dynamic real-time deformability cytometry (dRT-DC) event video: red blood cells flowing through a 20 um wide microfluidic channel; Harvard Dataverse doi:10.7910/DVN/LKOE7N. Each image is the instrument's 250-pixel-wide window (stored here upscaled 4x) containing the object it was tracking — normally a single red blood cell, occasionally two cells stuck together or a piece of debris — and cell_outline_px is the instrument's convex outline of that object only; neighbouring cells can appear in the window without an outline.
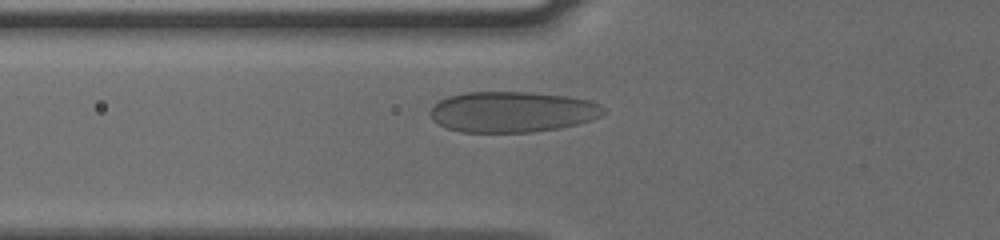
{"species": "human", "species_latin": "Homo sapiens", "temperature_condition": "cold", "stored_images_in_passage": 31, "camera_frame_rate_fps": 3000, "um_per_image_px": 0.085, "donor": {"sex": "male"}, "frame": {"image": 1, "passage_image": 2, "time_ms": 0.333, "image_size_px": [1000, 240], "cell_outline_px": [[608, 112], [592, 120], [560, 128], [532, 132], [460, 132], [448, 128], [432, 120], [428, 112], [432, 104], [448, 96], [464, 92], [528, 92], [568, 96], [588, 100], [600, 104]], "centroid_in_image_um": [43.53, 9.5], "position_along_channel_um": 82.3, "area_um2": 41.5}}
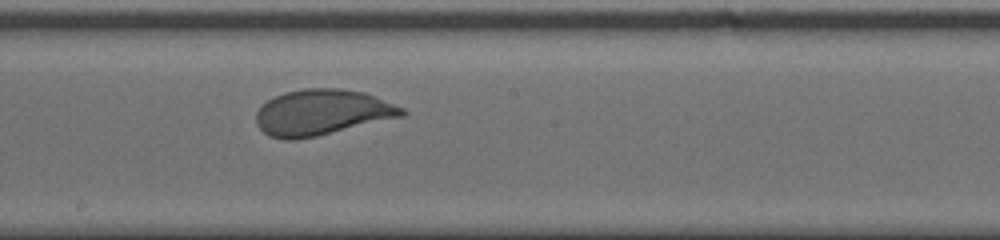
{"frame": {"image": 2, "passage_image": 13, "time_ms": 4.0, "image_size_px": [1000, 240], "cell_outline_px": [[408, 112], [404, 116], [316, 136], [296, 140], [284, 140], [268, 136], [256, 124], [256, 112], [268, 100], [284, 92], [304, 88], [340, 88], [364, 92], [404, 108]], "centroid_in_image_um": [27.36, 9.56], "position_along_channel_um": 220.8, "area_um2": 38.84}}
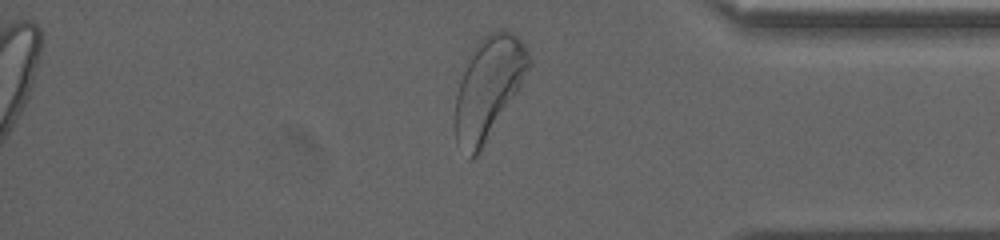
{"frame": {"image": 3, "passage_image": 28, "time_ms": 9.0, "image_size_px": [1000, 240], "cell_outline_px": [[532, 64], [520, 88], [480, 152], [472, 160], [468, 160], [456, 144], [456, 96], [460, 80], [476, 44], [484, 36], [492, 32], [504, 28], [512, 32], [524, 44], [532, 60]], "centroid_in_image_um": [41.54, 7.49], "position_along_channel_um": 393.7, "area_um2": 43.47}, "authors_computed_cell_mechanics": {"area_um2": 38.8416, "velocity_mm_per_s": 3.7625, "shape_relaxation_time_tau1_ms": 3.5466, "shape_relaxation_time_tau2_ms": null, "deformation_change_tau1": 0.1285, "deformation_change_tau2": null}}